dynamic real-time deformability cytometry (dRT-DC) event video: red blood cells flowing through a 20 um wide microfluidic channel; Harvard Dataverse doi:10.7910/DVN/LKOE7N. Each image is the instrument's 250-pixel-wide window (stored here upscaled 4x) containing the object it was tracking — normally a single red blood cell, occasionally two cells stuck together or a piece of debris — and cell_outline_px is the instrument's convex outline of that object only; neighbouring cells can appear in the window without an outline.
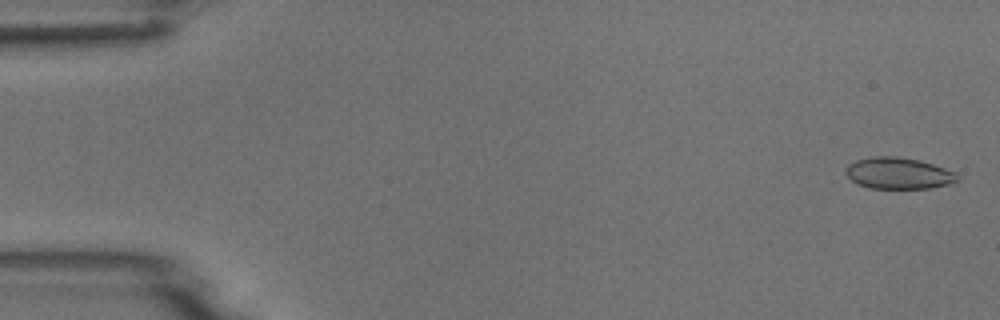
{"species": "common noctule bat (a hibernating species)", "species_latin": "Nyctalus noctula", "temperature_condition": "room temperature", "stored_images_in_passage": 53, "camera_frame_rate_fps": 3000, "um_per_image_px": 0.085, "animal": {"sex": "male", "body_mass_g": 18.8}, "frame": {"image": 1, "passage_image": 2, "time_ms": 0.333, "image_size_px": [1000, 320], "cell_outline_px": [[960, 180], [952, 184], [928, 188], [872, 188], [860, 184], [852, 180], [844, 172], [848, 164], [856, 160], [872, 156], [896, 156], [920, 160], [956, 172]], "centroid_in_image_um": [76.4, 14.72], "position_along_channel_um": 8.6, "area_um2": 20.46}}
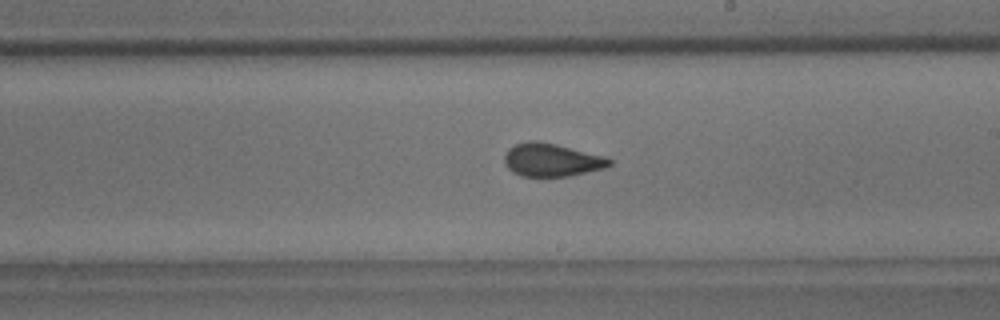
{"frame": {"image": 2, "passage_image": 31, "time_ms": 10.0, "image_size_px": [1000, 320], "cell_outline_px": [[612, 164], [604, 168], [568, 176], [544, 180], [520, 176], [512, 172], [504, 164], [504, 156], [508, 148], [516, 144], [528, 140], [536, 140], [556, 144], [608, 156], [612, 160]], "centroid_in_image_um": [46.87, 13.63], "position_along_channel_um": 242.1, "area_um2": 21.15}}
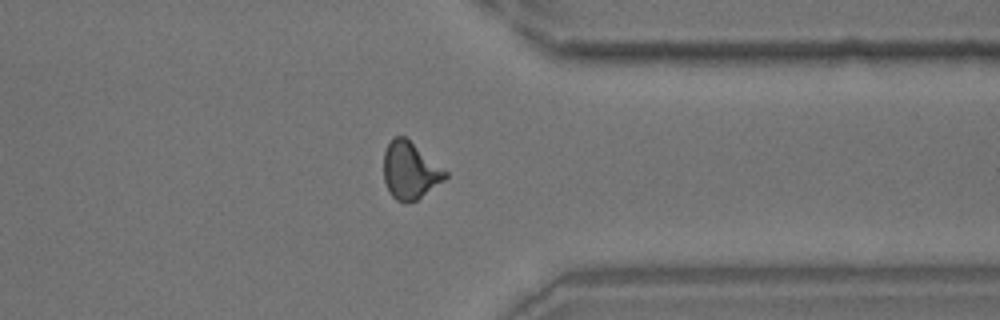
{"frame": {"image": 3, "passage_image": 42, "time_ms": 13.667, "image_size_px": [1000, 320], "cell_outline_px": [[448, 176], [444, 180], [416, 200], [404, 204], [396, 200], [388, 192], [384, 180], [384, 152], [392, 136], [404, 136], [448, 172]], "centroid_in_image_um": [34.83, 14.51], "position_along_channel_um": 376.6, "area_um2": 20.4}}